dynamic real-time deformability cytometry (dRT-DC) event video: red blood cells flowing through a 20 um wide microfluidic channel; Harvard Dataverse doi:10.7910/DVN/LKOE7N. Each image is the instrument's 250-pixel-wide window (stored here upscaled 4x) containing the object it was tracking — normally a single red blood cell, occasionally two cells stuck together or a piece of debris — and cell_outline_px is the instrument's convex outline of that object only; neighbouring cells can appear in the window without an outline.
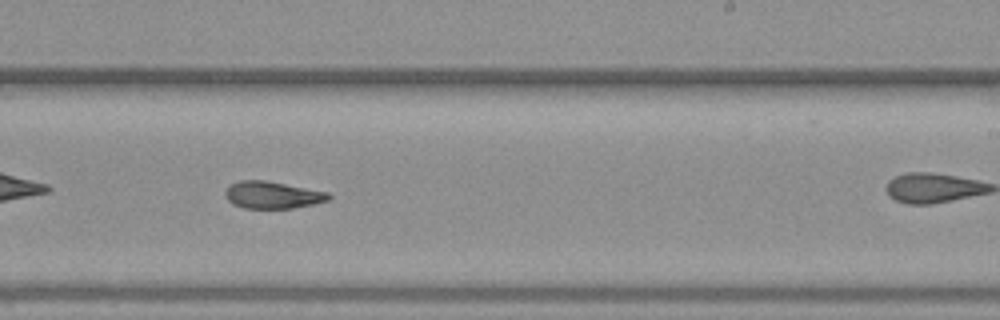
{"species": "common noctule bat (a hibernating species)", "species_latin": "Nyctalus noctula", "temperature_condition": "warm", "stored_images_in_passage": 41, "camera_frame_rate_fps": 3000, "um_per_image_px": 0.085, "animal": {"sex": "female", "body_mass_g": 19.3, "forearm_length_mm": 54.1}, "frame": {"image": 1, "passage_image": 30, "time_ms": 9.667, "image_size_px": [1000, 320], "cell_outline_px": [[332, 196], [328, 200], [312, 204], [292, 208], [244, 208], [232, 204], [224, 196], [224, 192], [228, 184], [240, 180], [264, 180], [328, 192]], "centroid_in_image_um": [23.1, 16.57], "position_along_channel_um": 265.9, "area_um2": 16.36}}